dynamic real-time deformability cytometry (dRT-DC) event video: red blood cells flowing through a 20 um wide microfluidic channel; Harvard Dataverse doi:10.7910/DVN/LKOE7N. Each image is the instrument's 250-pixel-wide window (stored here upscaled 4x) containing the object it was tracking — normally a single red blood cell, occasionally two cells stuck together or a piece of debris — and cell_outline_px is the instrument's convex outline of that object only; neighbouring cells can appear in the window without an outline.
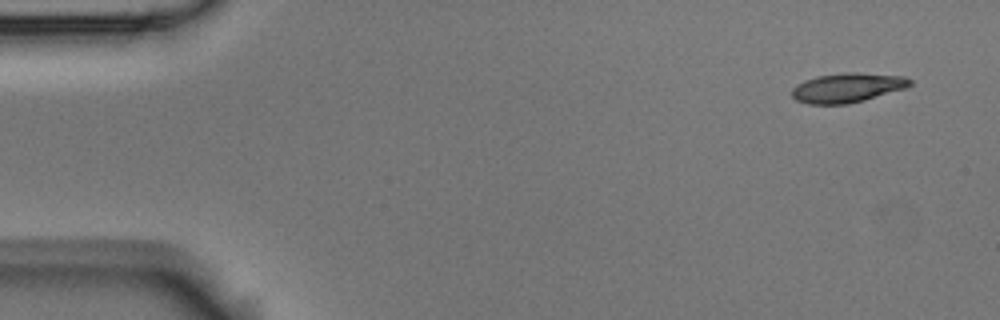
{"species": "Egyptian fruit bat (a non-hibernating species)", "species_latin": "Rousettus aegyptiacus", "temperature_condition": "room temperature", "stored_images_in_passage": 4, "camera_frame_rate_fps": 3000, "um_per_image_px": 0.085, "animal": {"sex": "male"}, "frame": {"image": 1, "passage_image": 1, "time_ms": 0.0, "image_size_px": [1000, 320], "cell_outline_px": [[912, 84], [904, 88], [864, 100], [848, 104], [808, 104], [796, 100], [792, 96], [792, 88], [796, 84], [804, 80], [816, 76], [844, 72], [860, 72], [904, 76], [912, 80]], "centroid_in_image_um": [72.0, 7.44], "position_along_channel_um": 13.0, "area_um2": 20.35}}